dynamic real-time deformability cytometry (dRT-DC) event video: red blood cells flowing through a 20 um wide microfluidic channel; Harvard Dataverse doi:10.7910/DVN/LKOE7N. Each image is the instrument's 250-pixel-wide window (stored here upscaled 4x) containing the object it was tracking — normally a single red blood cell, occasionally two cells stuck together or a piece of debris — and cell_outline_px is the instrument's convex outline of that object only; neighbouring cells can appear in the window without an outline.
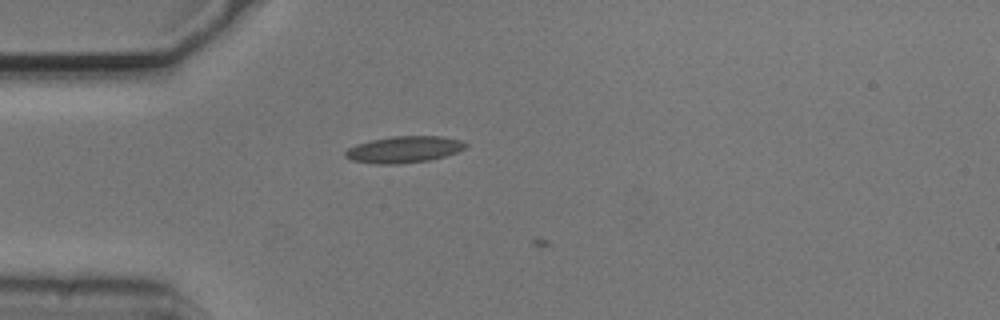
{"species": "common noctule bat (a hibernating species)", "species_latin": "Nyctalus noctula", "temperature_condition": "cold", "stored_images_in_passage": 12, "camera_frame_rate_fps": 3000, "um_per_image_px": 0.085, "animal": {"sex": "male", "body_mass_g": 20.5, "forearm_length_mm": 52.5}, "frame": {"image": 1, "passage_image": 11, "time_ms": 3.333, "image_size_px": [1000, 320], "cell_outline_px": [[468, 144], [464, 148], [456, 152], [444, 156], [428, 160], [396, 164], [380, 164], [352, 160], [344, 156], [344, 152], [348, 148], [356, 144], [372, 140], [392, 136], [440, 136], [460, 140]], "centroid_in_image_um": [34.31, 12.7], "position_along_channel_um": 50.7, "area_um2": 18.38}}